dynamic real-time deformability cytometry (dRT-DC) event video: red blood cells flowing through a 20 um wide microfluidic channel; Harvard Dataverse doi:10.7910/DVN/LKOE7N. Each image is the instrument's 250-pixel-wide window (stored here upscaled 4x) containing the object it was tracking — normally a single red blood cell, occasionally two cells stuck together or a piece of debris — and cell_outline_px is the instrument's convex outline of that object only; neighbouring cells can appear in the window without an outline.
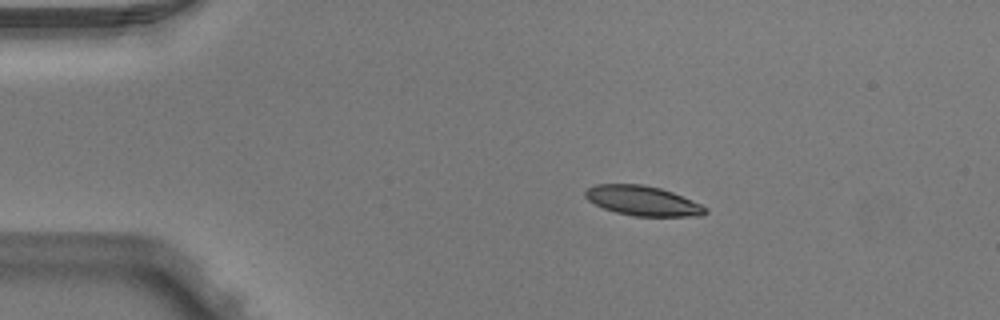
{"species": "Egyptian fruit bat (a non-hibernating species)", "species_latin": "Rousettus aegyptiacus", "temperature_condition": "warm", "stored_images_in_passage": 3, "camera_frame_rate_fps": 3000, "um_per_image_px": 0.085, "animal": {"sex": "male"}, "frame": {"image": 1, "passage_image": 1, "time_ms": 0.0, "image_size_px": [1000, 320], "cell_outline_px": [[708, 212], [704, 216], [636, 216], [616, 212], [604, 208], [588, 200], [584, 196], [584, 192], [588, 188], [596, 184], [644, 184], [660, 188], [672, 192], [692, 200], [708, 208]], "centroid_in_image_um": [54.66, 17.06], "position_along_channel_um": 30.3, "area_um2": 20.81}}
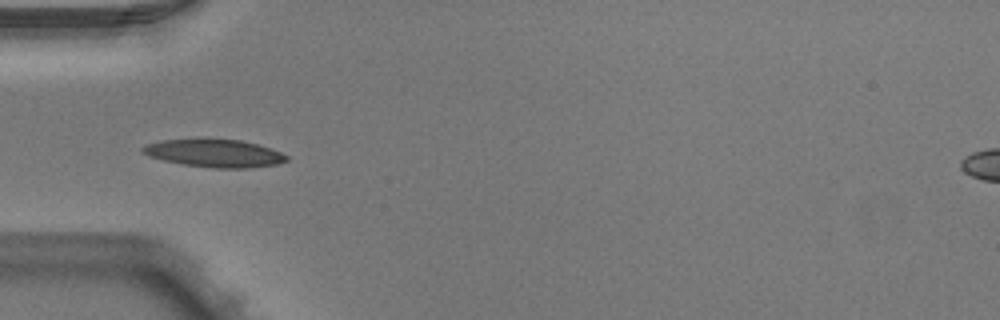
{"frame": {"image": 2, "passage_image": 3, "time_ms": 0.667, "image_size_px": [1000, 320], "cell_outline_px": [[288, 160], [276, 164], [248, 168], [212, 168], [184, 164], [164, 160], [148, 156], [140, 152], [140, 148], [148, 144], [160, 140], [196, 136], [204, 136], [240, 140], [272, 148], [288, 156]], "centroid_in_image_um": [18.16, 12.97], "position_along_channel_um": 66.8, "area_um2": 24.22}}